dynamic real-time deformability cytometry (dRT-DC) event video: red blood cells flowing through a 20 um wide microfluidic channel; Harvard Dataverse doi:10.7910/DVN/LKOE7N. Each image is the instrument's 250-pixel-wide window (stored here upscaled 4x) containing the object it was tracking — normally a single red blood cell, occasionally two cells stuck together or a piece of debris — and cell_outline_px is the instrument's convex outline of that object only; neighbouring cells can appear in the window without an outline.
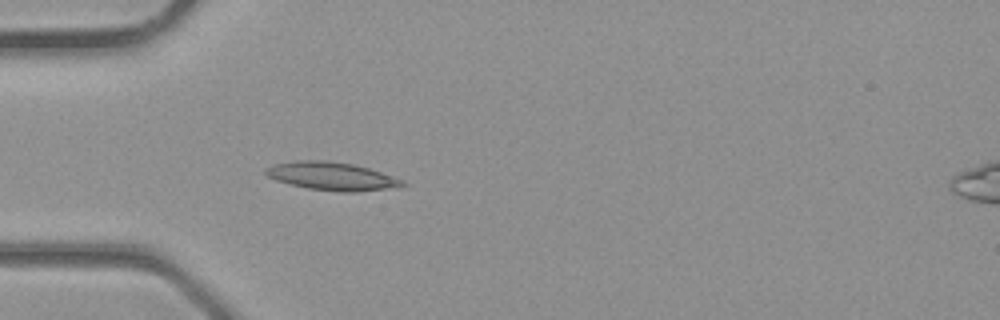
{"species": "common noctule bat (a hibernating species)", "species_latin": "Nyctalus noctula", "temperature_condition": "room temperature", "stored_images_in_passage": 33, "camera_frame_rate_fps": 3000, "um_per_image_px": 0.085, "animal": {"sex": "male", "body_mass_g": 23.1, "forearm_length_mm": 52.7}, "frame": {"image": 1, "passage_image": 7, "time_ms": 2.0, "image_size_px": [1000, 320], "cell_outline_px": [[408, 184], [384, 188], [356, 192], [340, 192], [308, 188], [276, 180], [268, 176], [264, 172], [264, 168], [272, 164], [296, 160], [328, 160], [352, 164], [368, 168], [404, 180]], "centroid_in_image_um": [28.14, 14.96], "position_along_channel_um": 56.9, "area_um2": 22.2}}
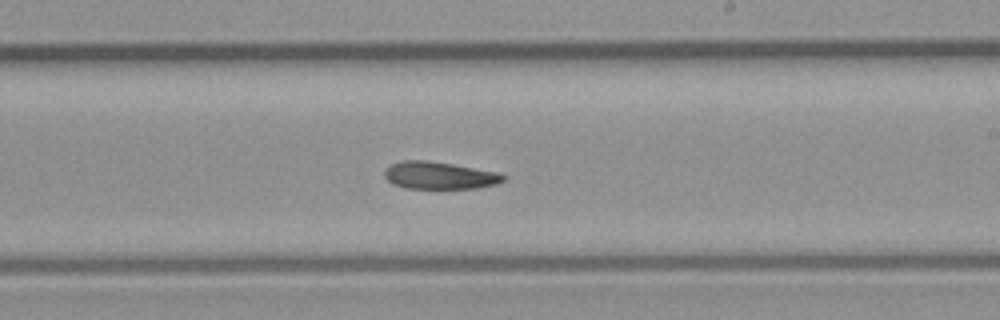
{"frame": {"image": 2, "passage_image": 18, "time_ms": 5.667, "image_size_px": [1000, 320], "cell_outline_px": [[508, 176], [504, 180], [496, 184], [476, 188], [404, 188], [392, 184], [384, 176], [384, 168], [392, 164], [404, 160], [428, 160], [452, 164], [496, 172]], "centroid_in_image_um": [37.32, 14.91], "position_along_channel_um": 251.7, "area_um2": 18.9}}
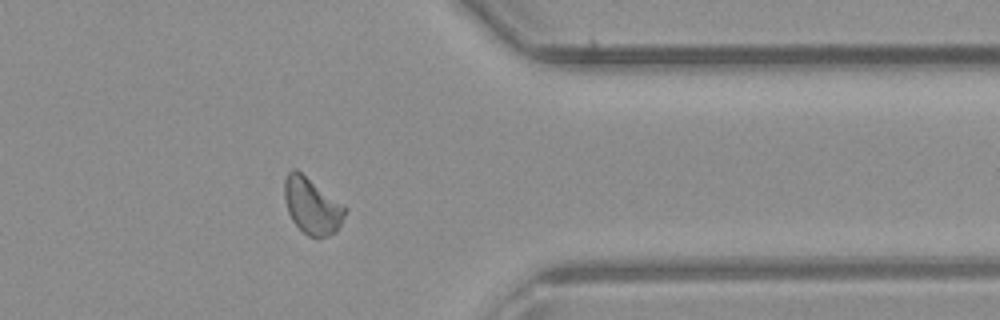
{"frame": {"image": 3, "passage_image": 26, "time_ms": 8.333, "image_size_px": [1000, 320], "cell_outline_px": [[348, 208], [336, 232], [328, 236], [316, 240], [308, 236], [292, 220], [288, 212], [284, 200], [284, 180], [288, 172], [292, 168], [296, 168], [344, 204]], "centroid_in_image_um": [26.52, 17.5], "position_along_channel_um": 384.9, "area_um2": 20.23}}